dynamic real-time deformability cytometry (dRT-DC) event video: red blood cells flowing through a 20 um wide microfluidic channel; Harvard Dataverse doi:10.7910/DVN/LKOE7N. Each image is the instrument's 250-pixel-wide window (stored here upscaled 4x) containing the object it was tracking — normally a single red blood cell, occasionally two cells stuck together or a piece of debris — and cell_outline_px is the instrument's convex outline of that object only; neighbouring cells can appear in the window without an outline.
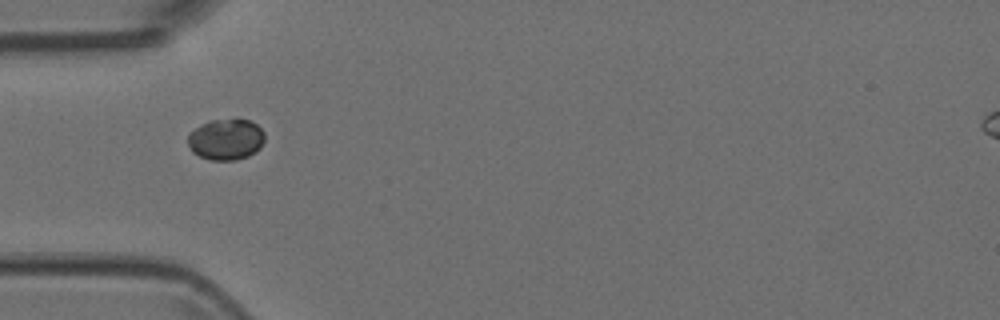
{"species": "Egyptian fruit bat (a non-hibernating species)", "species_latin": "Rousettus aegyptiacus", "temperature_condition": "room temperature", "stored_images_in_passage": 12, "camera_frame_rate_fps": 3000, "um_per_image_px": 0.085, "animal": {"sex": "female"}, "frame": {"image": 1, "passage_image": 2, "time_ms": 0.333, "image_size_px": [1000, 320], "cell_outline_px": [[264, 140], [260, 148], [256, 152], [248, 156], [236, 160], [208, 160], [192, 152], [188, 144], [188, 136], [200, 124], [208, 120], [236, 116], [248, 120], [256, 124], [264, 132]], "centroid_in_image_um": [19.22, 11.81], "position_along_channel_um": 65.8, "area_um2": 18.9}}
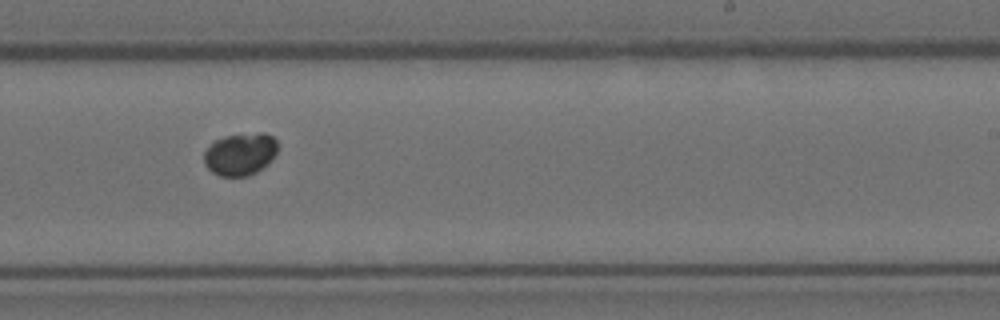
{"frame": {"image": 2, "passage_image": 7, "time_ms": 2.0, "image_size_px": [1000, 320], "cell_outline_px": [[276, 152], [272, 160], [268, 164], [256, 172], [248, 176], [220, 176], [212, 172], [204, 164], [204, 152], [212, 140], [224, 136], [260, 132], [264, 132], [272, 136], [276, 140]], "centroid_in_image_um": [20.4, 13.09], "position_along_channel_um": 268.6, "area_um2": 18.38}}
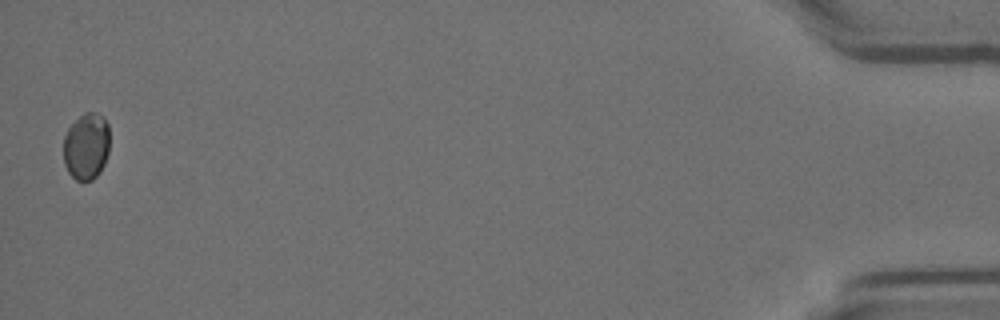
{"frame": {"image": 3, "passage_image": 12, "time_ms": 3.667, "image_size_px": [1000, 320], "cell_outline_px": [[108, 152], [104, 164], [100, 172], [92, 180], [76, 180], [68, 172], [64, 164], [64, 136], [68, 128], [84, 112], [96, 112], [104, 116], [108, 124]], "centroid_in_image_um": [7.34, 12.42], "position_along_channel_um": 427.9, "area_um2": 17.98}}